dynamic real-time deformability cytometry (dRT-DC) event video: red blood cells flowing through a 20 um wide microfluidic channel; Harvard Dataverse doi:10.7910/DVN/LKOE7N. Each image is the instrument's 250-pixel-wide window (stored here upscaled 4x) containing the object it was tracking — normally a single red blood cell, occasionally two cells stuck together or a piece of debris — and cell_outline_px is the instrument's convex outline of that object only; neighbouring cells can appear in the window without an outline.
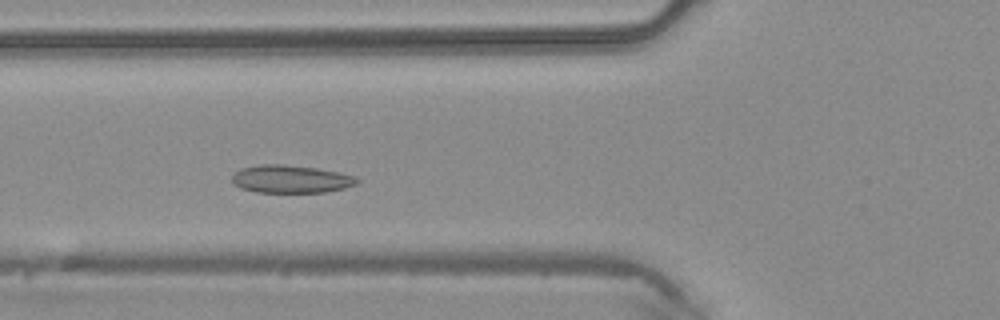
{"species": "common noctule bat (a hibernating species)", "species_latin": "Nyctalus noctula", "temperature_condition": "warm", "stored_images_in_passage": 39, "camera_frame_rate_fps": 3000, "um_per_image_px": 0.085, "animal": {"sex": "male", "body_mass_g": 20.4}, "frame": {"image": 1, "passage_image": 10, "time_ms": 3.0, "image_size_px": [1000, 320], "cell_outline_px": [[360, 180], [356, 184], [344, 188], [324, 192], [256, 192], [240, 188], [232, 184], [232, 176], [240, 168], [260, 164], [284, 164], [316, 168], [340, 172], [356, 176]], "centroid_in_image_um": [24.71, 15.21], "position_along_channel_um": 101.1, "area_um2": 20.4}}
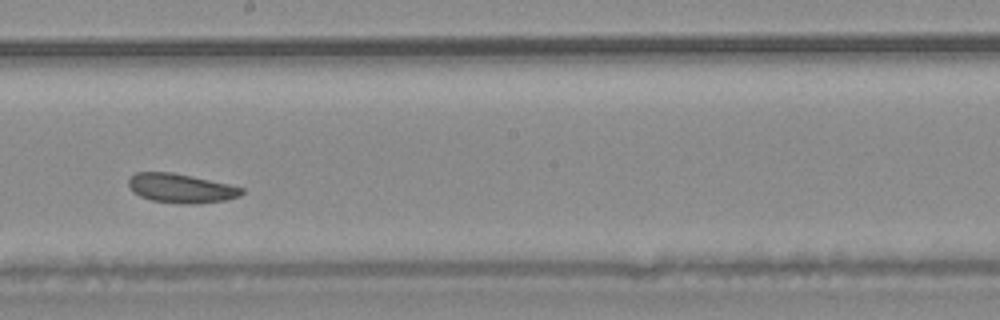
{"frame": {"image": 2, "passage_image": 19, "time_ms": 6.0, "image_size_px": [1000, 320], "cell_outline_px": [[244, 192], [240, 196], [224, 200], [192, 204], [180, 204], [152, 200], [140, 196], [132, 192], [128, 184], [128, 180], [136, 172], [172, 172], [228, 184], [244, 188]], "centroid_in_image_um": [15.36, 16.0], "position_along_channel_um": 232.8, "area_um2": 19.13}}
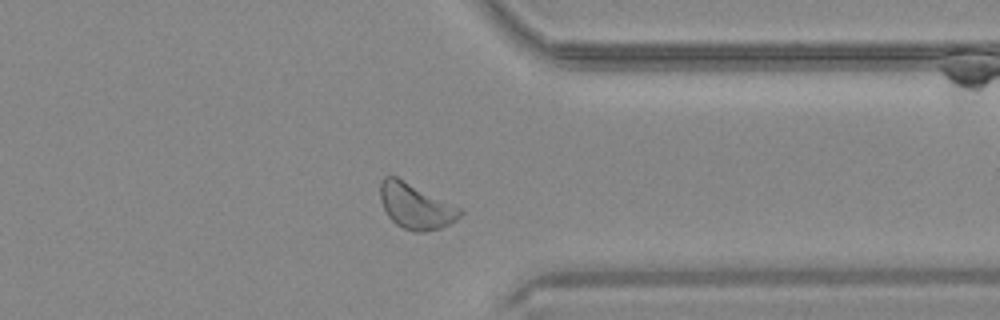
{"frame": {"image": 3, "passage_image": 29, "time_ms": 9.333, "image_size_px": [1000, 320], "cell_outline_px": [[464, 212], [456, 220], [440, 228], [424, 232], [416, 232], [404, 228], [396, 224], [388, 216], [380, 200], [380, 184], [384, 176], [396, 176], [464, 208]], "centroid_in_image_um": [35.37, 17.51], "position_along_channel_um": 376.0, "area_um2": 21.33}}